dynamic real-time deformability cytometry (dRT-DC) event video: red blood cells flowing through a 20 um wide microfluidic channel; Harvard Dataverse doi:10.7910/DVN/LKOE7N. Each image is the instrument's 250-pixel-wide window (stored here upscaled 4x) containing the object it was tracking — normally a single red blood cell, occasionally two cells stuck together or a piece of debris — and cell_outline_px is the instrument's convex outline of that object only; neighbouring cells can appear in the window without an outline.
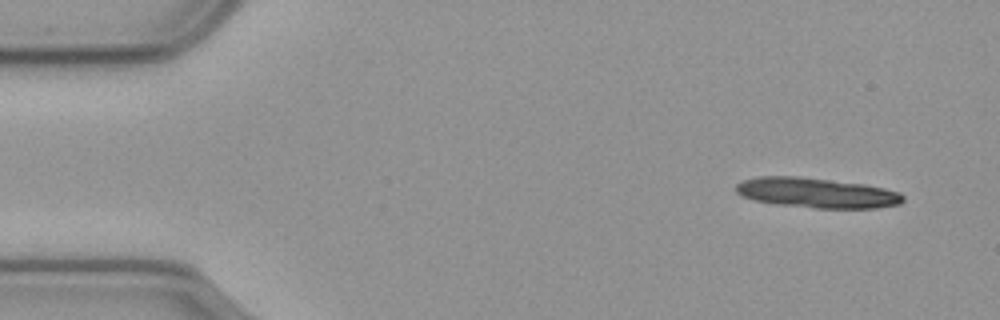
{"species": "common noctule bat (a hibernating species)", "species_latin": "Nyctalus noctula", "temperature_condition": "cold", "stored_images_in_passage": 12, "camera_frame_rate_fps": 3000, "um_per_image_px": 0.085, "animal": {"sex": "male", "body_mass_g": 23.1, "forearm_length_mm": 52.7}, "frame": {"image": 1, "passage_image": 1, "time_ms": 0.0, "image_size_px": [1000, 320], "cell_outline_px": [[904, 200], [900, 204], [876, 208], [816, 208], [776, 204], [752, 200], [740, 196], [736, 192], [736, 184], [744, 180], [760, 176], [796, 176], [864, 184], [884, 188], [900, 192], [904, 196]], "centroid_in_image_um": [69.41, 16.39], "position_along_channel_um": 15.6, "area_um2": 29.3}}